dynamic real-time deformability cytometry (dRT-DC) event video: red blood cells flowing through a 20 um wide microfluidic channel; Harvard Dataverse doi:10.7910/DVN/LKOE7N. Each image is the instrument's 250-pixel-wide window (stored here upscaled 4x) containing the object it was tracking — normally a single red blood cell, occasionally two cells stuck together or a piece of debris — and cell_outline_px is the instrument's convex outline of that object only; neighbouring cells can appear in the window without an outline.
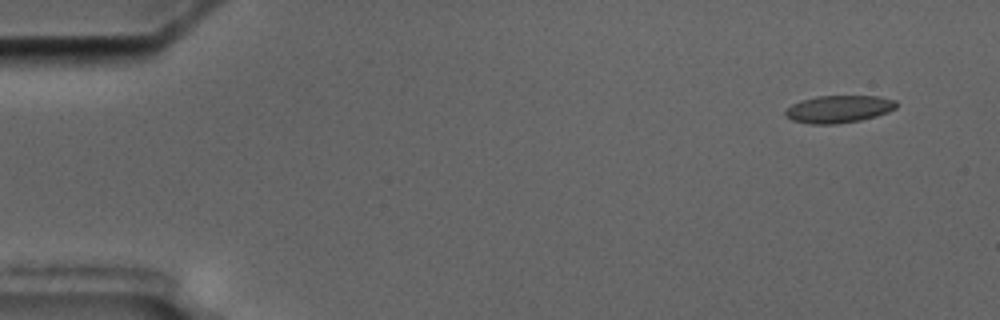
{"species": "common noctule bat (a hibernating species)", "species_latin": "Nyctalus noctula", "temperature_condition": "cold", "stored_images_in_passage": 5, "camera_frame_rate_fps": 3000, "um_per_image_px": 0.085, "animal": {"sex": "male", "body_mass_g": 17.5, "forearm_length_mm": 52.3}, "frame": {"image": 1, "passage_image": 1, "time_ms": 0.0, "image_size_px": [1000, 320], "cell_outline_px": [[896, 108], [888, 112], [876, 116], [860, 120], [836, 124], [812, 124], [792, 120], [784, 116], [784, 112], [792, 104], [800, 100], [816, 96], [876, 96], [896, 100]], "centroid_in_image_um": [71.27, 9.27], "position_along_channel_um": 13.7, "area_um2": 17.74}}
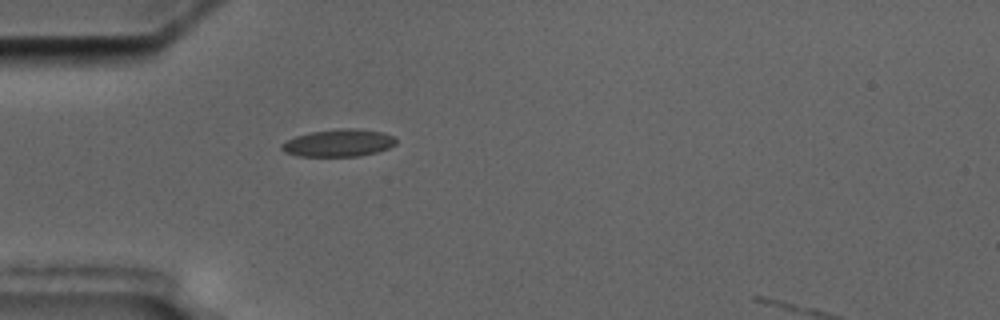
{"frame": {"image": 2, "passage_image": 5, "time_ms": 4.333, "image_size_px": [1000, 320], "cell_outline_px": [[396, 144], [388, 148], [376, 152], [360, 156], [296, 156], [284, 152], [280, 148], [280, 144], [296, 136], [312, 132], [340, 128], [356, 128], [384, 132], [396, 136]], "centroid_in_image_um": [28.8, 12.15], "position_along_channel_um": 56.2, "area_um2": 18.38}}